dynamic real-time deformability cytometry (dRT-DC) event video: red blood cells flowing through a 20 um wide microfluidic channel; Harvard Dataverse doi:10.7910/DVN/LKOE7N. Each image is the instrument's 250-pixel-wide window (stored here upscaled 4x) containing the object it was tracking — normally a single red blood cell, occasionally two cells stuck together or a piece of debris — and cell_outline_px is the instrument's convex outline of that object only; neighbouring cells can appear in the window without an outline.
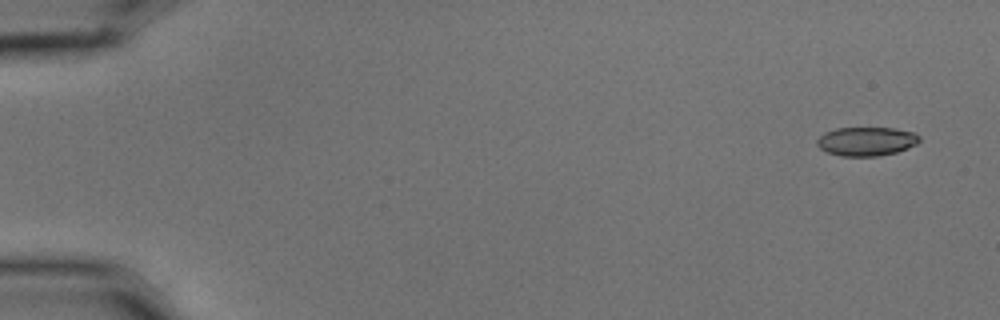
{"species": "common noctule bat (a hibernating species)", "species_latin": "Nyctalus noctula", "temperature_condition": "cold", "stored_images_in_passage": 7, "camera_frame_rate_fps": 3000, "um_per_image_px": 0.085, "animal": {"sex": "male", "body_mass_g": 15.6}, "frame": {"image": 1, "passage_image": 1, "time_ms": 0.0, "image_size_px": [1000, 320], "cell_outline_px": [[920, 140], [916, 144], [908, 148], [896, 152], [876, 156], [840, 156], [828, 152], [820, 148], [816, 144], [816, 140], [824, 132], [836, 128], [892, 128], [912, 132], [920, 136]], "centroid_in_image_um": [73.62, 12.01], "position_along_channel_um": 11.4, "area_um2": 17.17}}
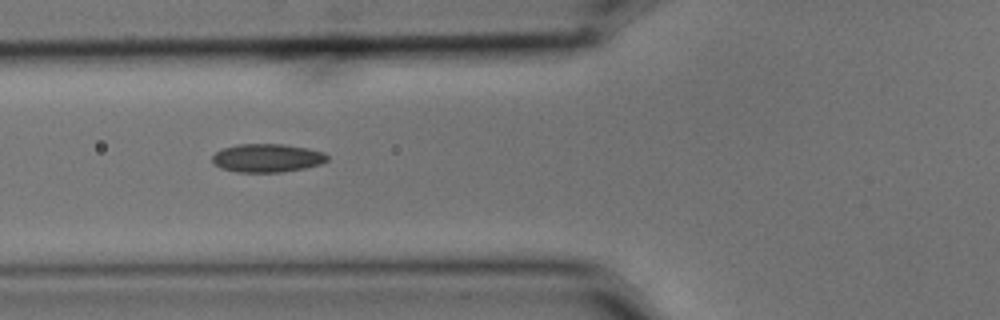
{"frame": {"image": 2, "passage_image": 6, "time_ms": 1.667, "image_size_px": [1000, 320], "cell_outline_px": [[328, 160], [320, 164], [304, 168], [280, 172], [236, 172], [220, 168], [212, 164], [212, 156], [220, 148], [236, 144], [284, 144], [308, 148], [324, 152], [328, 156]], "centroid_in_image_um": [22.67, 13.42], "position_along_channel_um": 103.1, "area_um2": 19.25}}
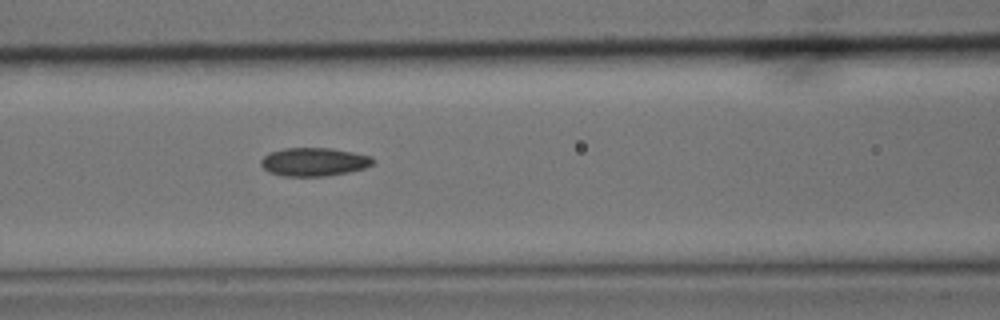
{"frame": {"image": 3, "passage_image": 7, "time_ms": 2.0, "image_size_px": [1000, 320], "cell_outline_px": [[376, 160], [372, 164], [364, 168], [348, 172], [324, 176], [280, 176], [268, 172], [260, 164], [260, 160], [268, 152], [284, 148], [332, 148], [372, 156]], "centroid_in_image_um": [26.66, 13.75], "position_along_channel_um": 139.9, "area_um2": 18.67}}